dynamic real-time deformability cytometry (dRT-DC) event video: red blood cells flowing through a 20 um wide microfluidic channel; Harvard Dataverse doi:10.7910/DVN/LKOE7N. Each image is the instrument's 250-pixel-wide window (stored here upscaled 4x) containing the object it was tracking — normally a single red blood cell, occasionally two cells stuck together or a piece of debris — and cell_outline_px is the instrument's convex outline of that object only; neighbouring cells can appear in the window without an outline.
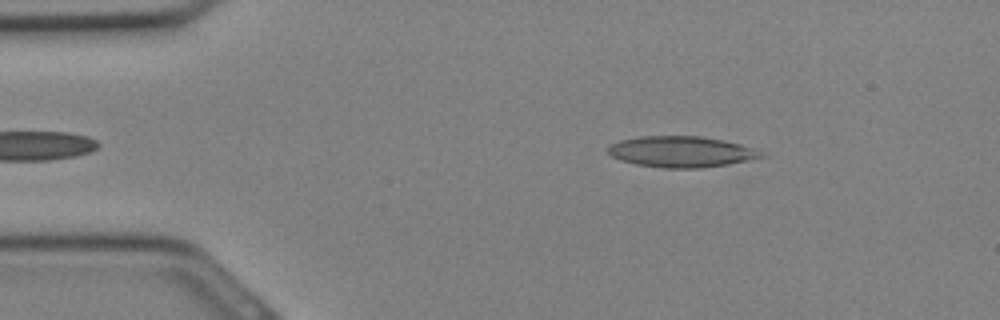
{"species": "Egyptian fruit bat (a non-hibernating species)", "species_latin": "Rousettus aegyptiacus", "temperature_condition": "cold", "stored_images_in_passage": 8, "camera_frame_rate_fps": 3000, "um_per_image_px": 0.085, "animal": {"sex": "female"}, "frame": {"image": 1, "passage_image": 2, "time_ms": 0.333, "image_size_px": [1000, 320], "cell_outline_px": [[764, 156], [728, 164], [700, 168], [664, 168], [636, 164], [620, 160], [612, 156], [608, 152], [608, 148], [612, 144], [620, 140], [640, 136], [700, 136], [724, 140], [740, 144]], "centroid_in_image_um": [57.81, 12.89], "position_along_channel_um": 27.2, "area_um2": 27.11}}
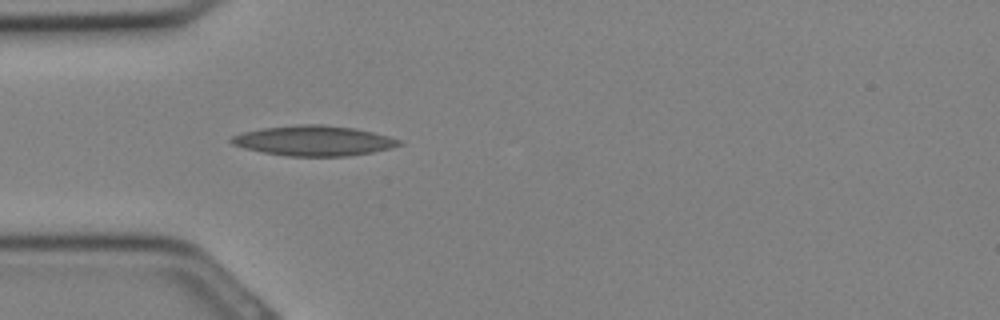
{"frame": {"image": 2, "passage_image": 6, "time_ms": 1.667, "image_size_px": [1000, 320], "cell_outline_px": [[404, 144], [392, 148], [372, 152], [348, 156], [288, 156], [264, 152], [244, 148], [232, 144], [228, 140], [232, 136], [244, 132], [264, 128], [300, 124], [324, 124], [352, 128], [372, 132], [388, 136], [400, 140]], "centroid_in_image_um": [26.68, 11.96], "position_along_channel_um": 58.3, "area_um2": 29.3}}
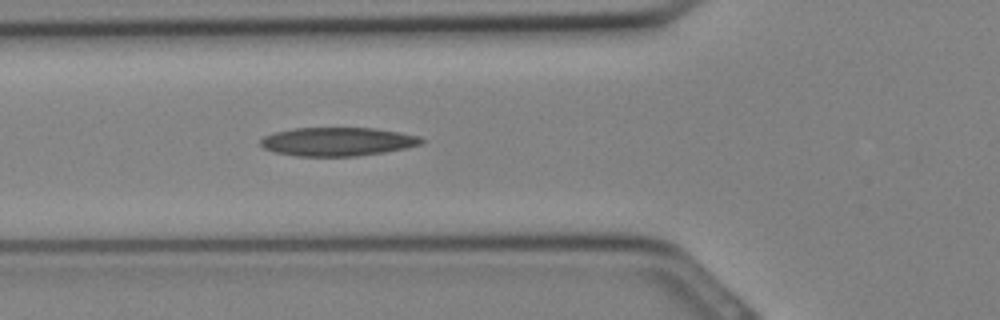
{"frame": {"image": 3, "passage_image": 8, "time_ms": 2.333, "image_size_px": [1000, 320], "cell_outline_px": [[424, 140], [420, 144], [404, 148], [384, 152], [356, 156], [296, 156], [276, 152], [264, 148], [260, 144], [260, 140], [264, 136], [276, 132], [292, 128], [376, 128], [400, 132], [420, 136]], "centroid_in_image_um": [28.69, 12.03], "position_along_channel_um": 97.1, "area_um2": 26.7}}